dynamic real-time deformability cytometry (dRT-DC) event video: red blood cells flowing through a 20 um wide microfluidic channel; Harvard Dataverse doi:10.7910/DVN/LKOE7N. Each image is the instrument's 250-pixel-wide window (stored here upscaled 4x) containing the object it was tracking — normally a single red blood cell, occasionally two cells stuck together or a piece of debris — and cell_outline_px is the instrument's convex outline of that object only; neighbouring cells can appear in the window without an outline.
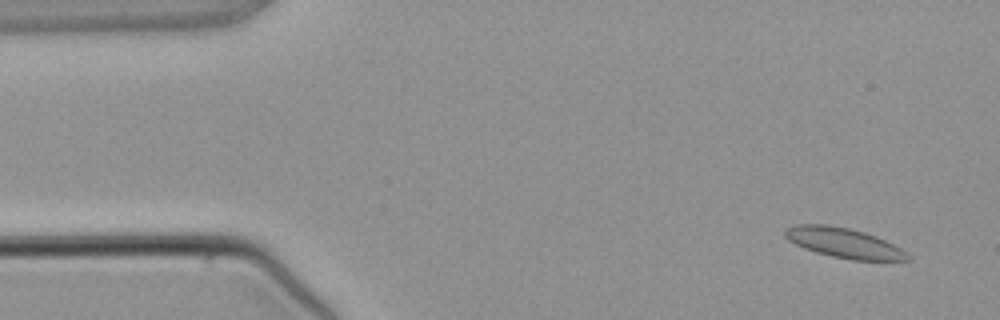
{"species": "common noctule bat (a hibernating species)", "species_latin": "Nyctalus noctula", "temperature_condition": "warm", "stored_images_in_passage": 3, "camera_frame_rate_fps": 3000, "um_per_image_px": 0.085, "animal": {"sex": "male", "body_mass_g": 21.5, "forearm_length_mm": 52.0}, "frame": {"image": 1, "passage_image": 1, "time_ms": 0.0, "image_size_px": [1000, 320], "cell_outline_px": [[912, 260], [852, 260], [832, 256], [816, 252], [804, 248], [788, 240], [784, 236], [784, 228], [796, 224], [828, 224], [848, 228], [864, 232], [876, 236], [900, 248]], "centroid_in_image_um": [71.66, 20.63], "position_along_channel_um": 13.3, "area_um2": 21.21}}
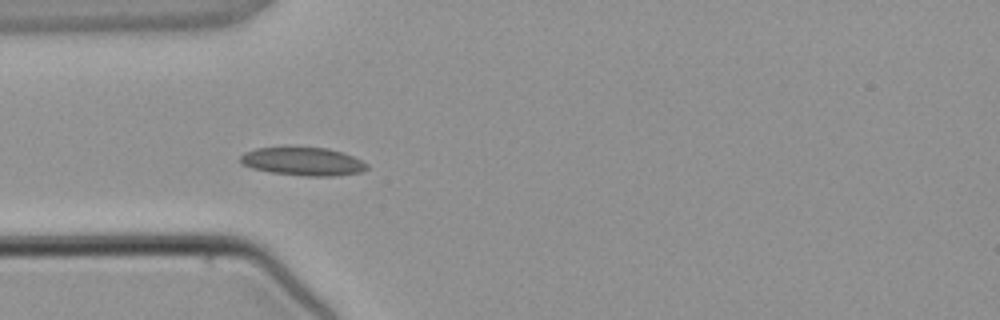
{"frame": {"image": 2, "passage_image": 3, "time_ms": 3.333, "image_size_px": [1000, 320], "cell_outline_px": [[368, 168], [360, 172], [336, 176], [304, 176], [272, 172], [252, 168], [240, 164], [240, 156], [244, 152], [256, 148], [328, 148], [344, 152], [368, 164]], "centroid_in_image_um": [25.75, 13.73], "position_along_channel_um": 59.2, "area_um2": 20.69}}